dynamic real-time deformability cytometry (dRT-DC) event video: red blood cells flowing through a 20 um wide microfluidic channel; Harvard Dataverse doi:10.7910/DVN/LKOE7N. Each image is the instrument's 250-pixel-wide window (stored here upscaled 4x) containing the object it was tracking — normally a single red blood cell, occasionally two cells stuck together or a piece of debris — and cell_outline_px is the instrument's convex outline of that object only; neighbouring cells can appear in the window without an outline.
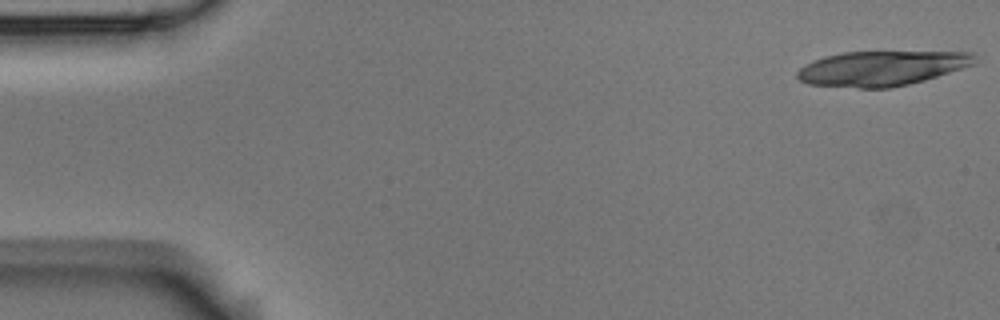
{"species": "Egyptian fruit bat (a non-hibernating species)", "species_latin": "Rousettus aegyptiacus", "temperature_condition": "room temperature", "stored_images_in_passage": 5, "camera_frame_rate_fps": 3000, "um_per_image_px": 0.085, "animal": {"sex": "male"}, "frame": {"image": 1, "passage_image": 1, "time_ms": 0.0, "image_size_px": [1000, 320], "cell_outline_px": [[976, 64], [924, 80], [892, 88], [856, 88], [808, 84], [800, 80], [796, 76], [796, 72], [804, 64], [812, 60], [824, 56], [844, 52], [972, 52], [976, 56]], "centroid_in_image_um": [74.92, 5.81], "position_along_channel_um": 10.1, "area_um2": 36.18}}